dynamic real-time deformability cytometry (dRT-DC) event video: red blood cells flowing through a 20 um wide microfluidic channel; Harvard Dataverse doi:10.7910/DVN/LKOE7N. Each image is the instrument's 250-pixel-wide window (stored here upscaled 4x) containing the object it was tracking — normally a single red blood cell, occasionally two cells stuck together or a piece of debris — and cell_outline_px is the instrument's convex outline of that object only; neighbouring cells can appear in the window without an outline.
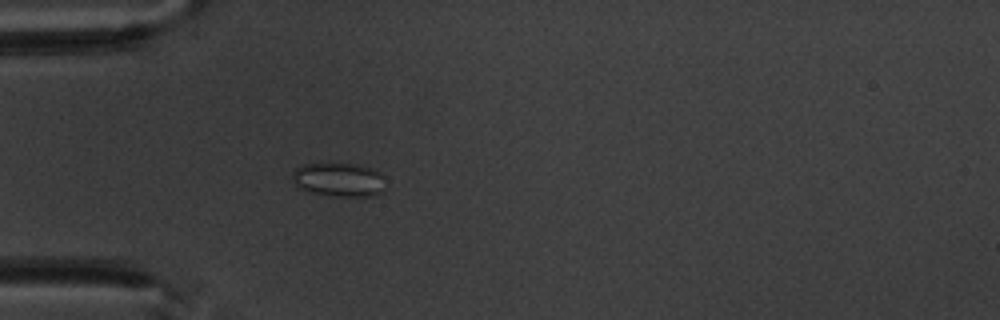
{"species": "common noctule bat (a hibernating species)", "species_latin": "Nyctalus noctula", "temperature_condition": "warm", "stored_images_in_passage": 4, "camera_frame_rate_fps": 3000, "um_per_image_px": 0.085, "animal": {"sex": "male", "body_mass_g": 20.1, "forearm_length_mm": 53.5}, "frame": {"image": 1, "passage_image": 4, "time_ms": 3.667, "image_size_px": [1000, 320], "cell_outline_px": [[384, 188], [380, 192], [372, 196], [328, 196], [296, 188], [292, 176], [292, 172], [296, 168], [304, 164], [352, 164], [372, 168], [380, 172], [384, 176]], "centroid_in_image_um": [28.79, 15.28], "position_along_channel_um": 56.2, "area_um2": 18.44}}